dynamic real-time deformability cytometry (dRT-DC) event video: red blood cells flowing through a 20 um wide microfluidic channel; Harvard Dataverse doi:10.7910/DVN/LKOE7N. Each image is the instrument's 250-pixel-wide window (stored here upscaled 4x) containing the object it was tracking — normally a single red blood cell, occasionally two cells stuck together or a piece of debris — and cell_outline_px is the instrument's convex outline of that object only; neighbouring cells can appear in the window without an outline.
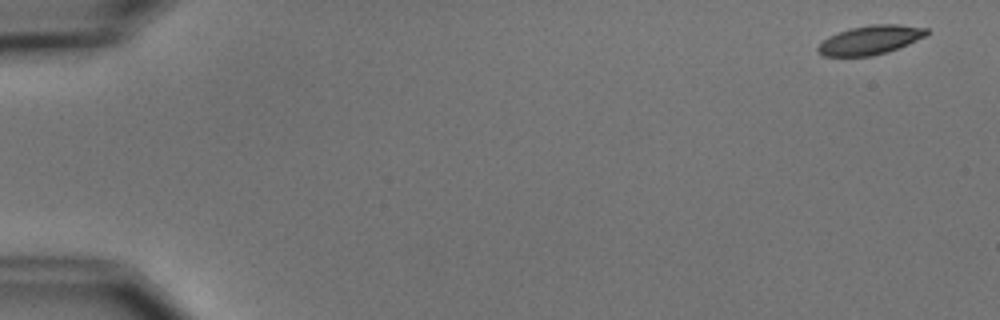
{"species": "common noctule bat (a hibernating species)", "species_latin": "Nyctalus noctula", "temperature_condition": "cold", "stored_images_in_passage": 5, "camera_frame_rate_fps": 3000, "um_per_image_px": 0.085, "animal": {"sex": "male", "body_mass_g": 15.6}, "frame": {"image": 1, "passage_image": 1, "time_ms": 0.0, "image_size_px": [1000, 320], "cell_outline_px": [[928, 32], [924, 36], [908, 44], [888, 52], [872, 56], [824, 56], [816, 52], [816, 48], [828, 36], [852, 28], [872, 24], [896, 24], [928, 28]], "centroid_in_image_um": [73.95, 3.41], "position_along_channel_um": 11.0, "area_um2": 18.21}}
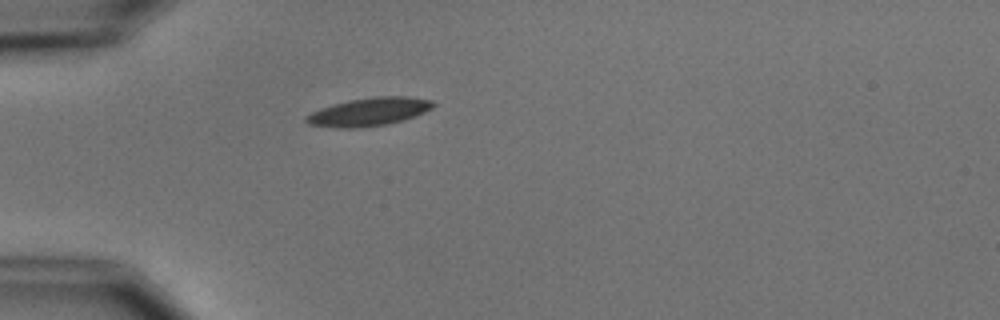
{"frame": {"image": 2, "passage_image": 5, "time_ms": 4.667, "image_size_px": [1000, 320], "cell_outline_px": [[436, 104], [432, 108], [416, 116], [404, 120], [384, 124], [356, 128], [340, 128], [308, 124], [304, 120], [304, 116], [320, 108], [332, 104], [372, 96], [408, 96], [432, 100]], "centroid_in_image_um": [31.37, 9.49], "position_along_channel_um": 53.6, "area_um2": 20.87}}